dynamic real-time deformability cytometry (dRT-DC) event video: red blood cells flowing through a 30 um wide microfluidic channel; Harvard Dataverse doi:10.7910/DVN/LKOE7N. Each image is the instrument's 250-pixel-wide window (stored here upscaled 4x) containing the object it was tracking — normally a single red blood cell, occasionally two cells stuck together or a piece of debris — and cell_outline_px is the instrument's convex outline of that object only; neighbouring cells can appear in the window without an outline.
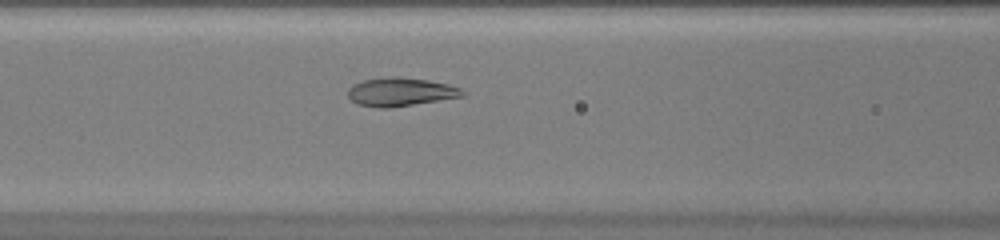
{"species": "common noctule bat (a hibernating species)", "species_latin": "Nyctalus noctula", "temperature_condition": "warm", "stored_images_in_passage": 38, "camera_frame_rate_fps": 3000, "um_per_image_px": 0.085, "animal": {"sex": "female", "body_mass_g": 20.0, "forearm_length_mm": 54.0}, "frame": {"image": 1, "passage_image": 9, "time_ms": 2.667, "image_size_px": [1000, 240], "cell_outline_px": [[464, 96], [388, 108], [380, 108], [356, 104], [348, 96], [348, 88], [352, 84], [364, 80], [388, 76], [396, 76], [428, 80], [448, 84], [460, 88], [464, 92]], "centroid_in_image_um": [34.0, 7.8], "position_along_channel_um": 132.6, "area_um2": 18.96}}
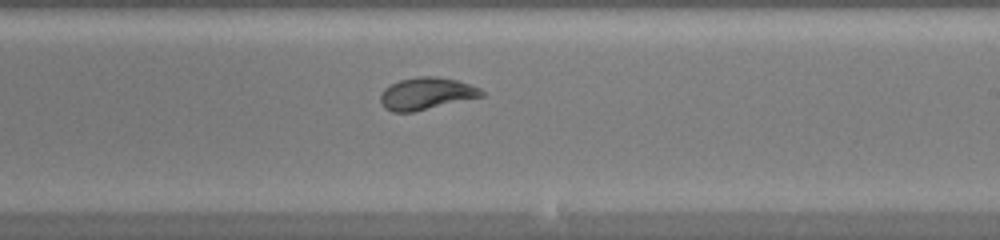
{"frame": {"image": 2, "passage_image": 18, "time_ms": 5.667, "image_size_px": [1000, 240], "cell_outline_px": [[484, 96], [412, 112], [392, 112], [384, 108], [380, 100], [380, 96], [384, 88], [400, 80], [420, 76], [440, 76], [456, 80], [480, 88], [484, 92]], "centroid_in_image_um": [36.23, 7.95], "position_along_channel_um": 252.8, "area_um2": 18.84}}
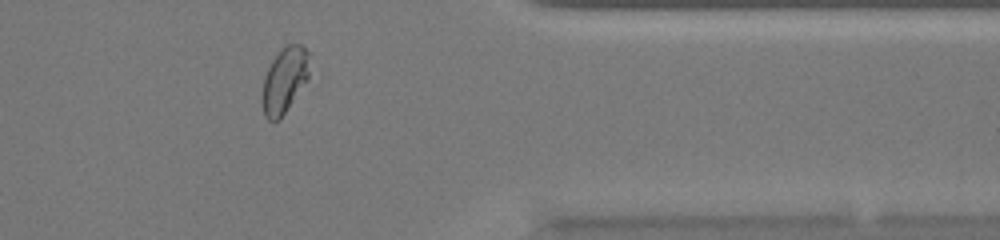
{"frame": {"image": 3, "passage_image": 29, "time_ms": 9.333, "image_size_px": [1000, 240], "cell_outline_px": [[308, 80], [280, 120], [268, 120], [264, 116], [264, 76], [272, 60], [288, 44], [300, 44], [308, 52]], "centroid_in_image_um": [24.21, 6.83], "position_along_channel_um": 387.2, "area_um2": 17.51}, "authors_computed_cell_mechanics": {"area_um2": 18.8717, "velocity_mm_per_s": 4.0312, "shape_relaxation_time_tau1_ms": 2.8921, "shape_relaxation_time_tau2_ms": null, "deformation_change_tau1": 0.1709, "deformation_change_tau2": null}}